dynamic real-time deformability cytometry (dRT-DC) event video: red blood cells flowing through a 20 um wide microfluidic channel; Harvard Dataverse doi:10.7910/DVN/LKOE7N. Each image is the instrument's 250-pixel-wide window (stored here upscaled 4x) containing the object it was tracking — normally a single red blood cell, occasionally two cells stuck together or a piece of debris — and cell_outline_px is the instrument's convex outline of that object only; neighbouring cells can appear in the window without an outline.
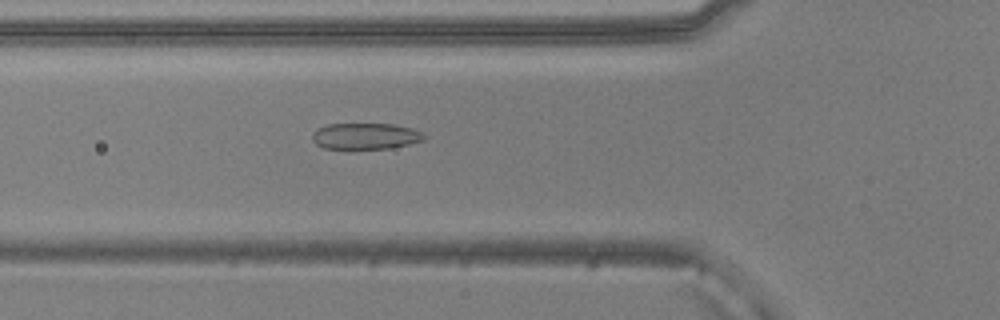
{"species": "common noctule bat (a hibernating species)", "species_latin": "Nyctalus noctula", "temperature_condition": "warm", "stored_images_in_passage": 51, "camera_frame_rate_fps": 3000, "um_per_image_px": 0.085, "animal": {"sex": "male", "body_mass_g": 20.5, "forearm_length_mm": 52.5}, "frame": {"image": 1, "passage_image": 17, "time_ms": 5.333, "image_size_px": [1000, 320], "cell_outline_px": [[428, 136], [424, 140], [408, 144], [388, 148], [348, 152], [324, 148], [316, 144], [312, 140], [312, 132], [328, 124], [396, 124], [412, 128], [424, 132]], "centroid_in_image_um": [31.06, 11.62], "position_along_channel_um": 94.7, "area_um2": 17.98}}
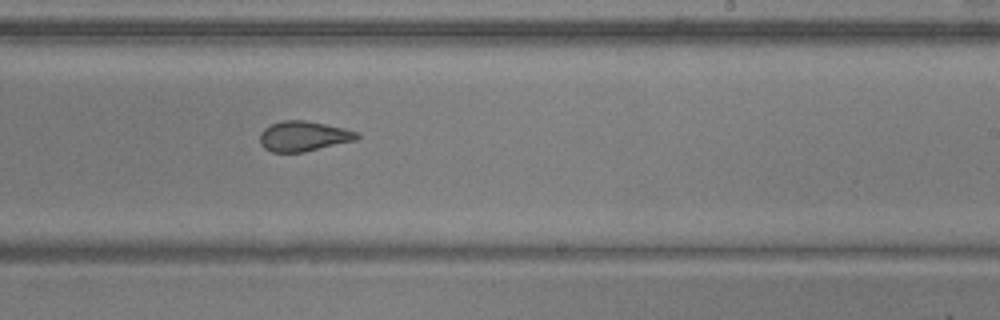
{"frame": {"image": 2, "passage_image": 30, "time_ms": 9.667, "image_size_px": [1000, 320], "cell_outline_px": [[360, 136], [356, 140], [304, 152], [272, 152], [264, 148], [260, 144], [260, 132], [264, 128], [272, 124], [284, 120], [304, 120], [344, 128], [356, 132]], "centroid_in_image_um": [25.78, 11.58], "position_along_channel_um": 263.2, "area_um2": 16.94}}
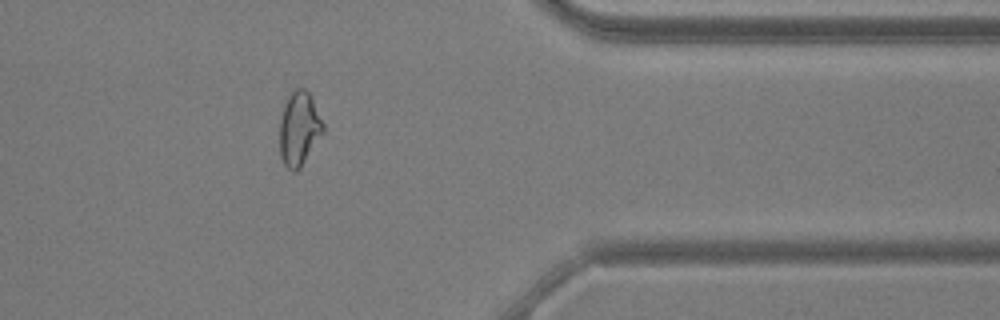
{"frame": {"image": 3, "passage_image": 41, "time_ms": 13.333, "image_size_px": [1000, 320], "cell_outline_px": [[324, 132], [300, 168], [296, 172], [292, 172], [284, 164], [280, 156], [280, 120], [284, 104], [288, 96], [296, 88], [304, 88], [308, 92], [324, 124]], "centroid_in_image_um": [25.42, 10.96], "position_along_channel_um": 386.0, "area_um2": 18.61}, "authors_computed_cell_mechanics": {"area_um2": 18.6694, "velocity_mm_per_s": 3.8734, "shape_relaxation_time_tau1_ms": 5.6155, "shape_relaxation_time_tau2_ms": 0.9896, "deformation_change_tau1": 0.1578, "deformation_change_tau2": 0.077}}